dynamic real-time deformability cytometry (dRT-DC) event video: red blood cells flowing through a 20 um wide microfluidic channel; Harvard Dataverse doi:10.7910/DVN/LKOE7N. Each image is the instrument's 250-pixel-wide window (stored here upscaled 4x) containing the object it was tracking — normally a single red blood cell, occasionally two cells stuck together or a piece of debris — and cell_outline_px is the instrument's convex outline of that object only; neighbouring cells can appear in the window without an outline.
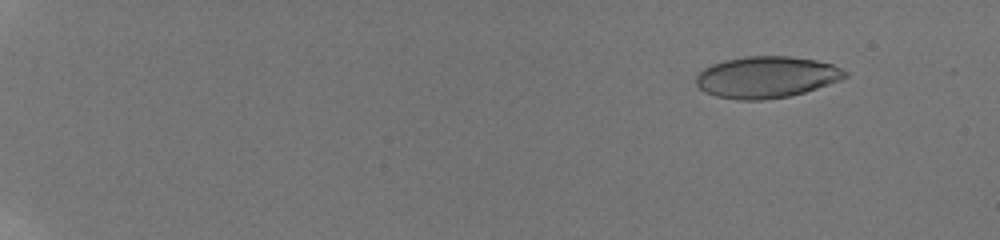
{"species": "human", "species_latin": "Homo sapiens", "temperature_condition": "room temperature", "stored_images_in_passage": 33, "camera_frame_rate_fps": 3000, "um_per_image_px": 0.085, "donor": {"sex": "male"}, "frame": {"image": 1, "passage_image": 10, "time_ms": 2.333, "image_size_px": [1000, 240], "cell_outline_px": [[848, 76], [840, 80], [804, 92], [788, 96], [764, 100], [736, 100], [716, 96], [704, 92], [696, 84], [696, 76], [704, 68], [712, 64], [724, 60], [744, 56], [792, 56], [816, 60], [832, 64], [848, 72]], "centroid_in_image_um": [65.13, 6.55], "position_along_channel_um": 19.9, "area_um2": 36.13}}
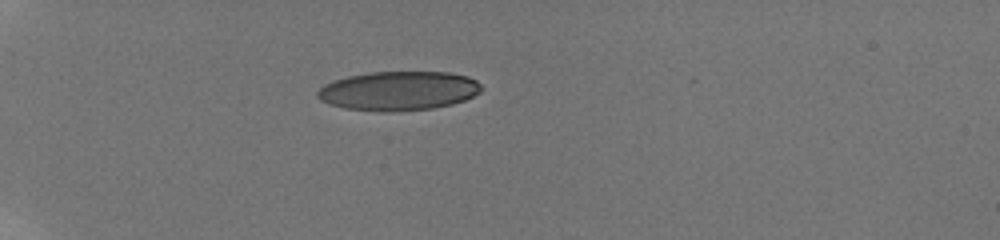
{"frame": {"image": 2, "passage_image": 22, "time_ms": 6.667, "image_size_px": [1000, 240], "cell_outline_px": [[484, 88], [480, 92], [464, 100], [452, 104], [432, 108], [384, 112], [380, 112], [344, 108], [328, 104], [320, 100], [316, 96], [316, 92], [324, 84], [332, 80], [348, 76], [368, 72], [448, 72], [468, 76], [476, 80]], "centroid_in_image_um": [33.85, 7.72], "position_along_channel_um": 51.2, "area_um2": 37.63}}
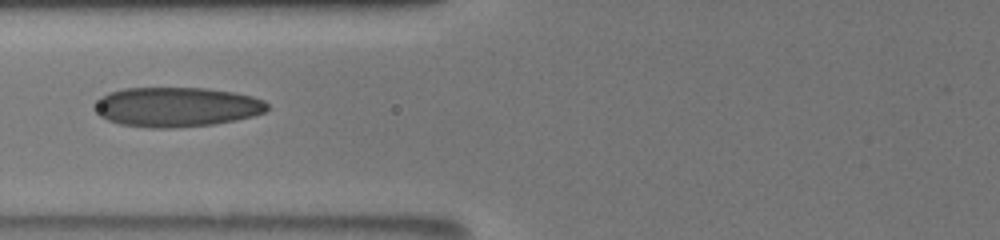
{"frame": {"image": 3, "passage_image": 32, "time_ms": 9.333, "image_size_px": [1000, 240], "cell_outline_px": [[268, 108], [264, 112], [252, 116], [236, 120], [212, 124], [172, 128], [148, 128], [120, 124], [108, 120], [100, 116], [96, 112], [96, 100], [100, 96], [108, 92], [124, 88], [204, 88], [232, 92], [252, 96], [264, 100], [268, 104]], "centroid_in_image_um": [14.98, 9.09], "position_along_channel_um": 110.8, "area_um2": 39.88}}